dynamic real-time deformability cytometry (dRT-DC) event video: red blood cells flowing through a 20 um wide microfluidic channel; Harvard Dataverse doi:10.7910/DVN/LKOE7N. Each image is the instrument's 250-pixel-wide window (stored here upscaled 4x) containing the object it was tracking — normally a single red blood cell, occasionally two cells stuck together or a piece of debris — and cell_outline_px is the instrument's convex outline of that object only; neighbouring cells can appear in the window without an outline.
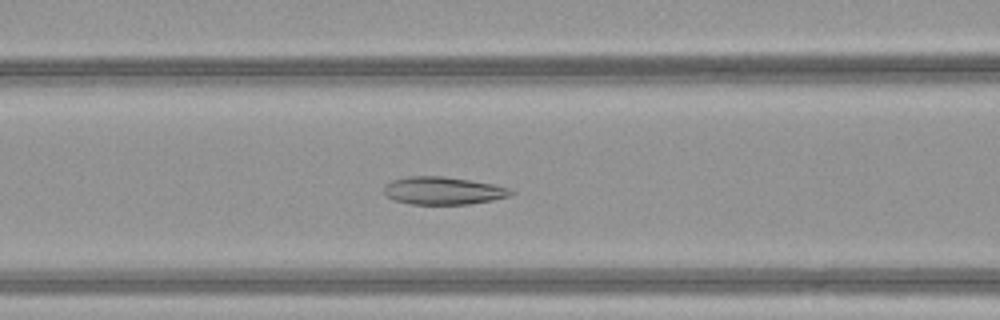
{"species": "common noctule bat (a hibernating species)", "species_latin": "Nyctalus noctula", "temperature_condition": "warm", "stored_images_in_passage": 49, "camera_frame_rate_fps": 3000, "um_per_image_px": 0.085, "animal": {"sex": "female", "body_mass_g": 21.9}, "frame": {"image": 1, "passage_image": 21, "time_ms": 6.667, "image_size_px": [1000, 320], "cell_outline_px": [[516, 192], [512, 196], [492, 200], [468, 204], [412, 204], [396, 200], [388, 196], [384, 192], [384, 184], [392, 180], [408, 176], [444, 176], [492, 184], [512, 188]], "centroid_in_image_um": [37.71, 16.2], "position_along_channel_um": 128.9, "area_um2": 20.52}}
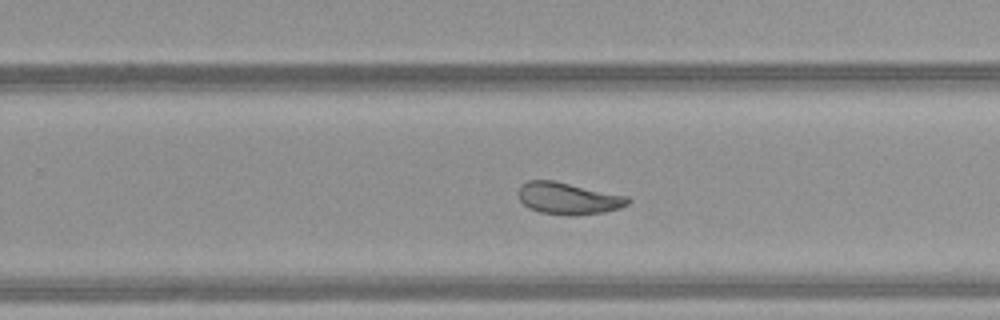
{"frame": {"image": 2, "passage_image": 32, "time_ms": 10.333, "image_size_px": [1000, 320], "cell_outline_px": [[632, 200], [628, 204], [620, 208], [604, 212], [572, 216], [568, 216], [540, 212], [528, 208], [516, 196], [516, 192], [520, 184], [528, 180], [552, 180], [628, 196]], "centroid_in_image_um": [48.26, 16.86], "position_along_channel_um": 281.5, "area_um2": 20.63}}
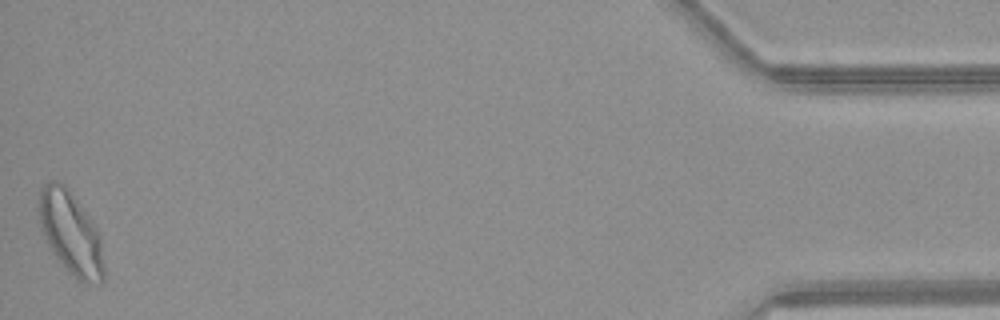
{"frame": {"image": 3, "passage_image": 49, "time_ms": 16.0, "image_size_px": [1000, 320], "cell_outline_px": [[104, 280], [100, 284], [84, 284], [76, 280], [64, 268], [52, 252], [40, 228], [36, 208], [36, 204], [40, 188], [44, 184], [52, 180], [56, 180], [64, 184], [68, 188], [88, 216], [96, 228], [100, 236], [104, 264]], "centroid_in_image_um": [5.98, 19.83], "position_along_channel_um": 429.2, "area_um2": 32.08}, "authors_computed_cell_mechanics": {"area_um2": 24.1026, "velocity_mm_per_s": 4.1672, "shape_relaxation_time_tau1_ms": null, "shape_relaxation_time_tau2_ms": 2.0199, "deformation_change_tau1": null, "deformation_change_tau2": 0.0692}}